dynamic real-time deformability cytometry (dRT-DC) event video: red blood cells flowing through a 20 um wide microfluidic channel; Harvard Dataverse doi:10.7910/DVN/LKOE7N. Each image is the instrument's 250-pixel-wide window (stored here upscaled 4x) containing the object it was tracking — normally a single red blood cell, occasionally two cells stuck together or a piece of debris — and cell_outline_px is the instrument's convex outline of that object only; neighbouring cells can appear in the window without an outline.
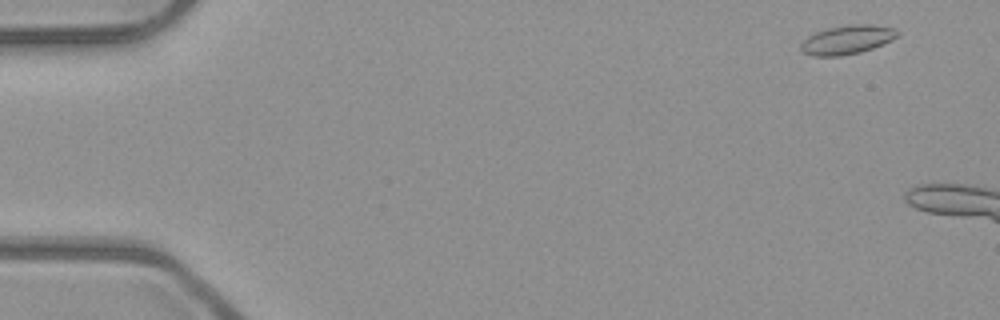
{"species": "common noctule bat (a hibernating species)", "species_latin": "Nyctalus noctula", "temperature_condition": "room temperature", "stored_images_in_passage": 5, "camera_frame_rate_fps": 3000, "um_per_image_px": 0.085, "animal": {"sex": "male", "body_mass_g": 23.1, "forearm_length_mm": 52.7}, "frame": {"image": 1, "passage_image": 2, "time_ms": 0.333, "image_size_px": [1000, 320], "cell_outline_px": [[900, 32], [892, 40], [872, 48], [860, 52], [840, 56], [816, 56], [804, 52], [800, 48], [800, 44], [808, 36], [816, 32], [828, 28], [848, 24], [872, 24], [896, 28]], "centroid_in_image_um": [72.03, 3.36], "position_along_channel_um": 13.0, "area_um2": 16.24}}